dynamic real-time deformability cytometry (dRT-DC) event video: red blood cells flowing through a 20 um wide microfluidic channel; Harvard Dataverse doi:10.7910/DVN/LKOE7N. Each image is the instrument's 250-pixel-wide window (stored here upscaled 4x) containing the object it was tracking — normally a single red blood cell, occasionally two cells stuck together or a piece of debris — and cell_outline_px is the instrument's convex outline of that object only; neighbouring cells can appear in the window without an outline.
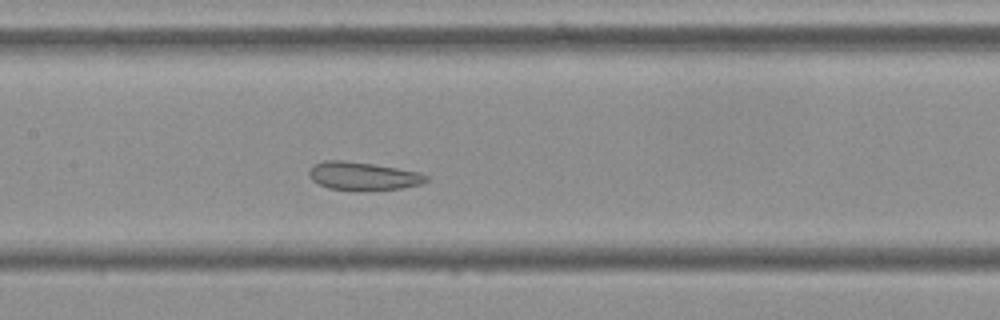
{"species": "Egyptian fruit bat (a non-hibernating species)", "species_latin": "Rousettus aegyptiacus", "temperature_condition": "cold", "stored_images_in_passage": 44, "camera_frame_rate_fps": 3000, "um_per_image_px": 0.085, "frame": {"image": 1, "passage_image": 21, "time_ms": 6.667, "image_size_px": [1000, 320], "cell_outline_px": [[428, 180], [420, 184], [400, 188], [328, 188], [312, 180], [308, 172], [312, 164], [324, 160], [344, 160], [372, 164], [420, 172], [428, 176]], "centroid_in_image_um": [30.83, 14.91], "position_along_channel_um": 176.6, "area_um2": 18.44}}
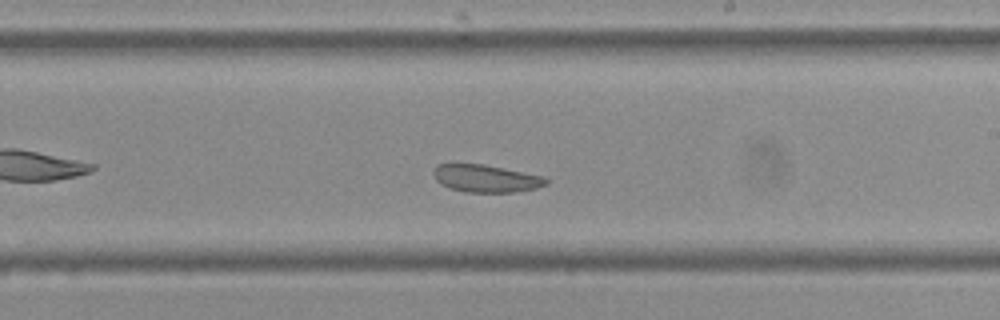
{"frame": {"image": 2, "passage_image": 27, "time_ms": 8.667, "image_size_px": [1000, 320], "cell_outline_px": [[548, 184], [536, 188], [512, 192], [464, 192], [448, 188], [440, 184], [436, 180], [432, 172], [436, 164], [484, 164], [544, 176], [548, 180]], "centroid_in_image_um": [41.28, 15.17], "position_along_channel_um": 247.7, "area_um2": 18.15}}
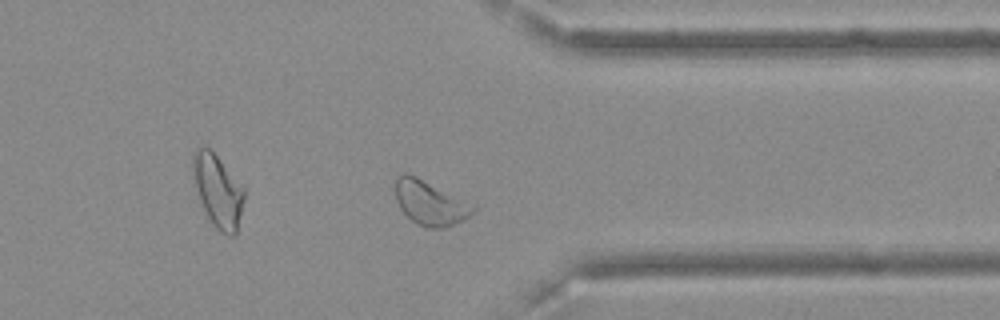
{"frame": {"image": 3, "passage_image": 38, "time_ms": 12.333, "image_size_px": [1000, 320], "cell_outline_px": [[476, 208], [468, 216], [444, 228], [424, 228], [412, 220], [400, 208], [396, 200], [396, 180], [404, 172], [408, 172], [476, 204]], "centroid_in_image_um": [36.57, 17.23], "position_along_channel_um": 374.8, "area_um2": 20.06}, "authors_computed_cell_mechanics": {"area_um2": 20.4323, "velocity_mm_per_s": 3.5808, "shape_relaxation_time_tau1_ms": null, "shape_relaxation_time_tau2_ms": 1.2357, "deformation_change_tau1": null, "deformation_change_tau2": 0.0706}}